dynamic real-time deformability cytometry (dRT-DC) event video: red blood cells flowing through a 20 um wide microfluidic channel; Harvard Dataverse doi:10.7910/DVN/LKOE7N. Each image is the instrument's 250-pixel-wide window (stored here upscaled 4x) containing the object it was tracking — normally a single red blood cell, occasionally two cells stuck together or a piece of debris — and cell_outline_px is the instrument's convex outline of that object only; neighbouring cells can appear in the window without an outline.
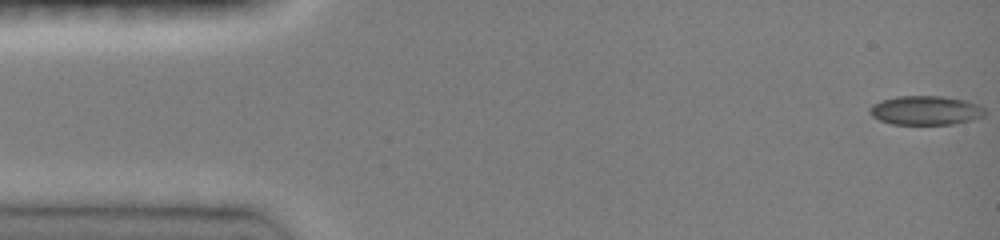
{"species": "common noctule bat (a hibernating species)", "species_latin": "Nyctalus noctula", "temperature_condition": "room temperature", "stored_images_in_passage": 12, "camera_frame_rate_fps": 3000, "um_per_image_px": 0.085, "animal": {"sex": "female", "body_mass_g": 19.0, "forearm_length_mm": 51.5}, "frame": {"image": 1, "passage_image": 1, "time_ms": 0.0, "image_size_px": [1000, 240], "cell_outline_px": [[984, 116], [972, 120], [952, 124], [892, 124], [880, 120], [872, 116], [868, 112], [868, 108], [872, 104], [880, 100], [896, 96], [940, 96], [964, 100], [980, 104], [984, 108]], "centroid_in_image_um": [78.65, 9.38], "position_along_channel_um": 6.3, "area_um2": 19.65}}
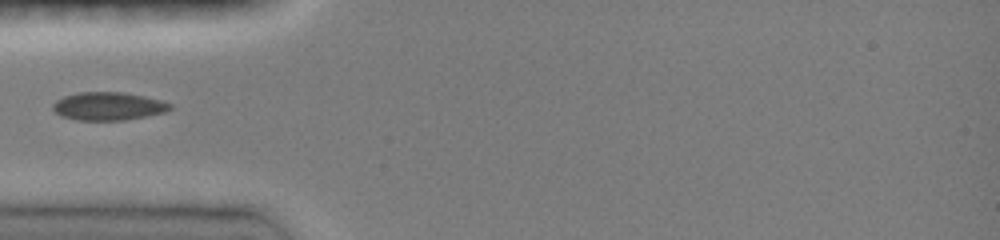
{"frame": {"image": 2, "passage_image": 6, "time_ms": 4.667, "image_size_px": [1000, 240], "cell_outline_px": [[172, 108], [164, 112], [124, 120], [76, 120], [60, 116], [52, 108], [52, 104], [56, 100], [64, 96], [80, 92], [124, 92], [144, 96], [160, 100], [172, 104]], "centroid_in_image_um": [9.17, 9.02], "position_along_channel_um": 75.8, "area_um2": 19.13}}
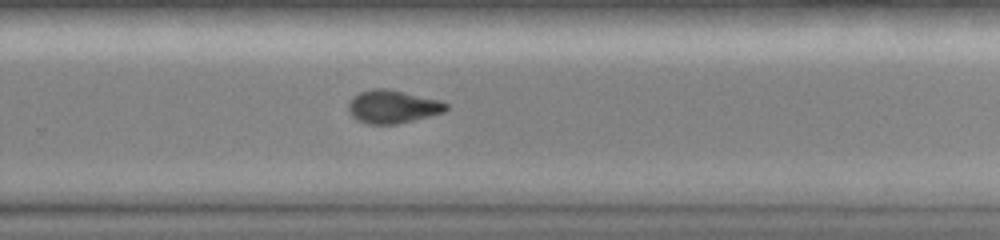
{"frame": {"image": 3, "passage_image": 12, "time_ms": 10.0, "image_size_px": [1000, 240], "cell_outline_px": [[448, 108], [444, 112], [396, 124], [368, 124], [356, 120], [348, 112], [348, 100], [352, 96], [360, 92], [372, 88], [388, 88], [440, 100], [448, 104]], "centroid_in_image_um": [33.33, 9.05], "position_along_channel_um": 296.5, "area_um2": 19.02}}